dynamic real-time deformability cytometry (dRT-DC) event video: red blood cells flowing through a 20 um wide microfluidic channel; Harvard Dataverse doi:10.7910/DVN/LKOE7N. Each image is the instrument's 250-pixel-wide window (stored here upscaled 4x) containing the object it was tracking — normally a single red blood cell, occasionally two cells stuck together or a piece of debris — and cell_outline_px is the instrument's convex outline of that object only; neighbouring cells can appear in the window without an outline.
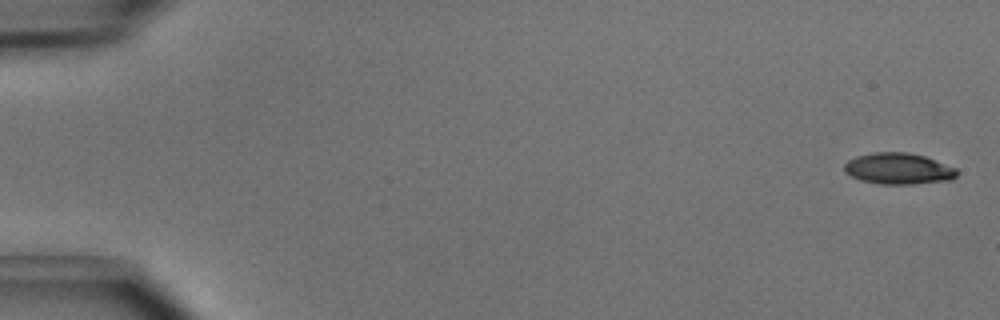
{"species": "common noctule bat (a hibernating species)", "species_latin": "Nyctalus noctula", "temperature_condition": "cold", "stored_images_in_passage": 5, "camera_frame_rate_fps": 3000, "um_per_image_px": 0.085, "animal": {"sex": "male", "body_mass_g": 15.6}, "frame": {"image": 1, "passage_image": 1, "time_ms": 0.0, "image_size_px": [1000, 320], "cell_outline_px": [[956, 176], [952, 180], [912, 184], [880, 184], [860, 180], [844, 172], [844, 164], [848, 160], [856, 156], [876, 152], [908, 152], [924, 156], [956, 168]], "centroid_in_image_um": [76.34, 14.34], "position_along_channel_um": 8.7, "area_um2": 20.46}}